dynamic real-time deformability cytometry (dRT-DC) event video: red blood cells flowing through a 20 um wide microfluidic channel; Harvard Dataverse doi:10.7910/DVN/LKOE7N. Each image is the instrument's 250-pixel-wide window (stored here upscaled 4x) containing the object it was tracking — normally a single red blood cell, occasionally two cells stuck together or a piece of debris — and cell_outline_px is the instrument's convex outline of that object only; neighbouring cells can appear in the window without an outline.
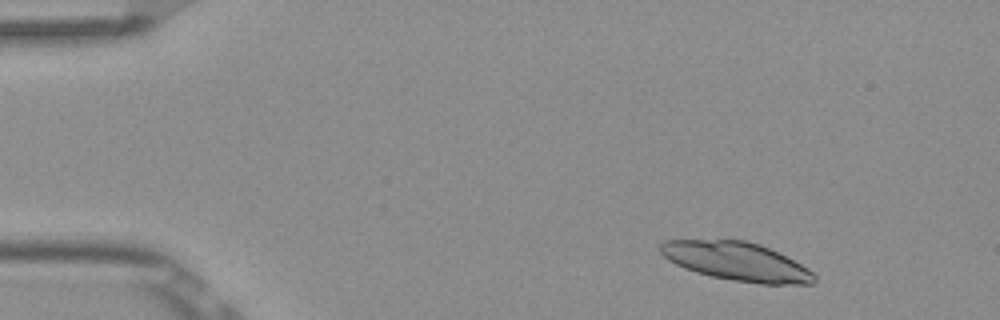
{"species": "Egyptian fruit bat (a non-hibernating species)", "species_latin": "Rousettus aegyptiacus", "temperature_condition": "room temperature", "stored_images_in_passage": 4, "camera_frame_rate_fps": 3000, "um_per_image_px": 0.085, "frame": {"image": 1, "passage_image": 2, "time_ms": 0.333, "image_size_px": [1000, 320], "cell_outline_px": [[816, 280], [812, 284], [760, 284], [732, 280], [712, 276], [696, 272], [684, 268], [668, 260], [660, 252], [660, 244], [664, 240], [744, 240], [760, 244], [808, 268], [816, 276]], "centroid_in_image_um": [62.6, 22.23], "position_along_channel_um": 22.4, "area_um2": 34.28}}